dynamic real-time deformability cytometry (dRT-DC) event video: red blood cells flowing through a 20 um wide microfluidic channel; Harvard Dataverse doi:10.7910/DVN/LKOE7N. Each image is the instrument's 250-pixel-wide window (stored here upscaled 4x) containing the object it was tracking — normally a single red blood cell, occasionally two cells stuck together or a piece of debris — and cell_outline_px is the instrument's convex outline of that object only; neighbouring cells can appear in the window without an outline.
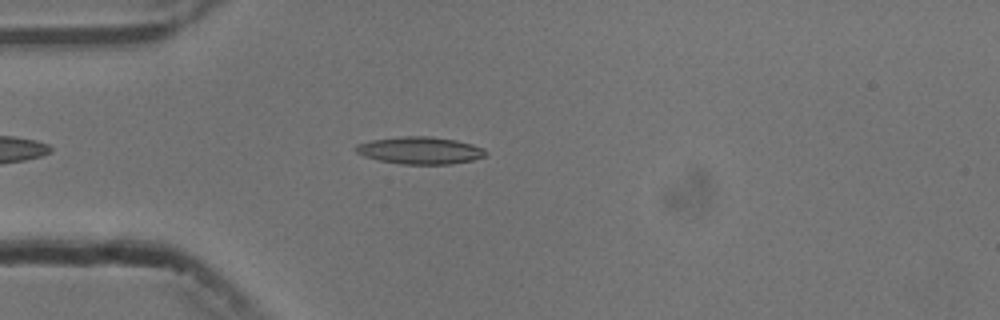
{"species": "common noctule bat (a hibernating species)", "species_latin": "Nyctalus noctula", "temperature_condition": "cold", "stored_images_in_passage": 39, "camera_frame_rate_fps": 3000, "um_per_image_px": 0.085, "animal": {"sex": "male", "body_mass_g": 13.3}, "frame": {"image": 1, "passage_image": 6, "time_ms": 1.667, "image_size_px": [1000, 320], "cell_outline_px": [[488, 152], [484, 156], [472, 160], [452, 164], [404, 164], [380, 160], [364, 156], [356, 152], [352, 148], [356, 144], [372, 140], [404, 136], [428, 136], [456, 140], [472, 144], [484, 148]], "centroid_in_image_um": [35.7, 12.78], "position_along_channel_um": 49.3, "area_um2": 20.58}}
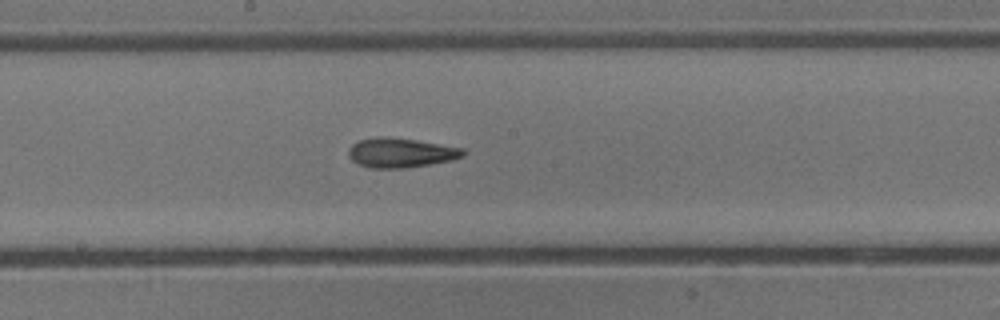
{"frame": {"image": 2, "passage_image": 20, "time_ms": 6.333, "image_size_px": [1000, 320], "cell_outline_px": [[464, 156], [452, 160], [404, 168], [368, 168], [352, 160], [348, 156], [348, 148], [352, 144], [360, 140], [376, 136], [384, 136], [416, 140], [464, 148]], "centroid_in_image_um": [34.03, 12.98], "position_along_channel_um": 214.2, "area_um2": 19.71}}
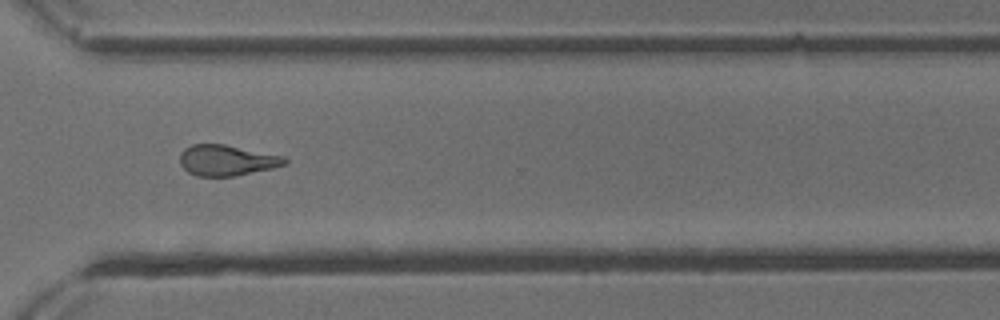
{"frame": {"image": 3, "passage_image": 31, "time_ms": 10.0, "image_size_px": [1000, 320], "cell_outline_px": [[288, 164], [272, 168], [236, 176], [196, 176], [188, 172], [180, 164], [180, 152], [184, 148], [192, 144], [224, 144], [284, 156], [288, 160]], "centroid_in_image_um": [19.27, 13.62], "position_along_channel_um": 351.3, "area_um2": 18.9}, "authors_computed_cell_mechanics": {"area_um2": 19.1896, "velocity_mm_per_s": 3.7514, "shape_relaxation_time_tau1_ms": 7.5176, "shape_relaxation_time_tau2_ms": 4.4276, "deformation_change_tau1": 0.2004, "deformation_change_tau2": 0.1514}}